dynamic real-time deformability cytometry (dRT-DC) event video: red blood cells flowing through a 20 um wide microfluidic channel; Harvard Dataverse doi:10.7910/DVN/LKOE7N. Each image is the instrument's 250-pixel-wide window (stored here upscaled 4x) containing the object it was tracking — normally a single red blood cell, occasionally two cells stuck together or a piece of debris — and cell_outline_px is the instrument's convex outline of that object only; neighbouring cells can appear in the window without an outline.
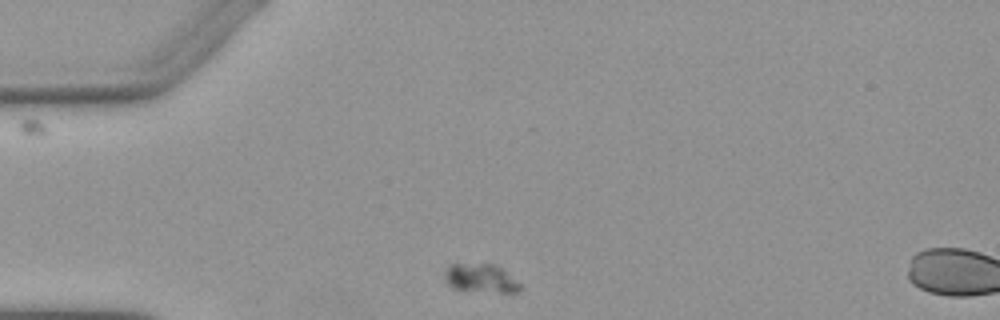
{"species": "Egyptian fruit bat (a non-hibernating species)", "species_latin": "Rousettus aegyptiacus", "temperature_condition": "warm", "stored_images_in_passage": 2, "segment_of_instrument_passage": [1, 2], "camera_frame_rate_fps": 3000, "um_per_image_px": 0.085, "animal": {"sex": "female"}, "frame": {"image": 1, "passage_image": 1, "time_ms": 0.0, "image_size_px": [1000, 320], "cell_outline_px": [[524, 288], [520, 292], [464, 292], [452, 288], [444, 280], [444, 272], [452, 264], [492, 264], [500, 268], [520, 284]], "centroid_in_image_um": [40.83, 23.7], "position_along_channel_um": 44.2, "area_um2": 12.77}}